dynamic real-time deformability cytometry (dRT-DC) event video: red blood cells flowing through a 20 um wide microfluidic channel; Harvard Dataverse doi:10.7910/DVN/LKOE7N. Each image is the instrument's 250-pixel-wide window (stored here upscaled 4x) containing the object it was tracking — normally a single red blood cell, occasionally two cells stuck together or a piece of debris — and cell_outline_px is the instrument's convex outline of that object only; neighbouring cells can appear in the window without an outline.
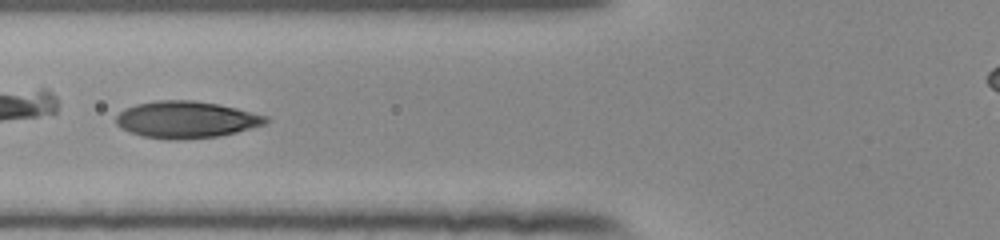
{"species": "human", "species_latin": "Homo sapiens", "temperature_condition": "room temperature", "stored_images_in_passage": 51, "camera_frame_rate_fps": 3000, "um_per_image_px": 0.085, "donor": {"sex": "female"}, "frame": {"image": 1, "passage_image": 22, "time_ms": 7.0, "image_size_px": [1000, 240], "cell_outline_px": [[268, 120], [264, 124], [236, 132], [220, 136], [180, 140], [168, 140], [144, 136], [128, 132], [120, 128], [116, 124], [116, 116], [124, 108], [136, 104], [156, 100], [192, 100], [216, 104], [236, 108], [268, 116]], "centroid_in_image_um": [15.78, 10.17], "position_along_channel_um": 110.0, "area_um2": 32.19}}